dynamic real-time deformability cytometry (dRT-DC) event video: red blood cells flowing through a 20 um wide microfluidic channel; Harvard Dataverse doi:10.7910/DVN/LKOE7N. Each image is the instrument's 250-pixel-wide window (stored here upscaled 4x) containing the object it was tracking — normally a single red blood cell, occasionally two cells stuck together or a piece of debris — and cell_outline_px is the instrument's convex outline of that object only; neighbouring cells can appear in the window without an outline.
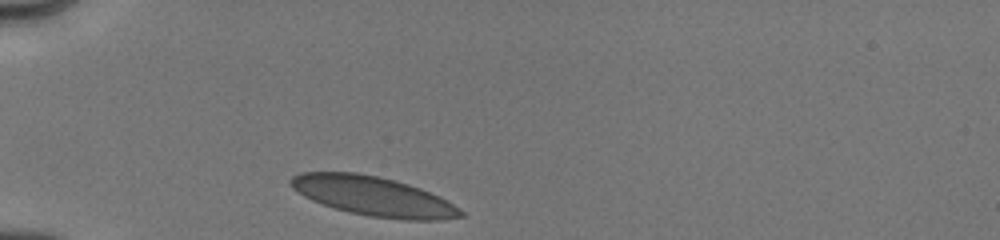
{"species": "human", "species_latin": "Homo sapiens", "temperature_condition": "cold", "stored_images_in_passage": 7, "camera_frame_rate_fps": 3000, "um_per_image_px": 0.085, "donor": {"sex": "male"}, "frame": {"image": 1, "passage_image": 1, "time_ms": 0.0, "image_size_px": [1000, 240], "cell_outline_px": [[464, 216], [440, 220], [404, 220], [368, 216], [348, 212], [312, 200], [304, 196], [292, 188], [288, 184], [288, 180], [292, 176], [300, 172], [356, 172], [396, 180], [420, 188], [440, 196], [460, 208], [464, 212]], "centroid_in_image_um": [31.73, 16.67], "position_along_channel_um": 53.3, "area_um2": 39.13}}
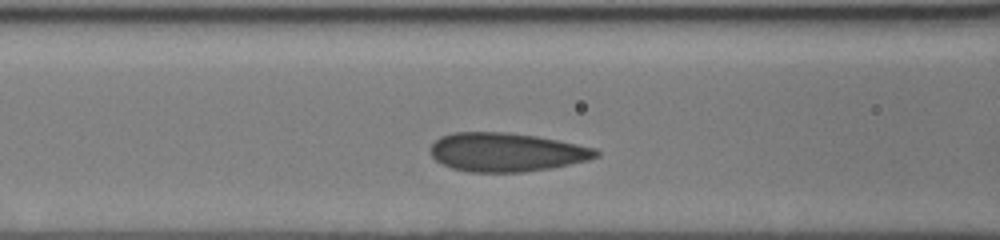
{"frame": {"image": 2, "passage_image": 5, "time_ms": 2.333, "image_size_px": [1000, 240], "cell_outline_px": [[600, 156], [588, 160], [552, 168], [524, 172], [468, 172], [452, 168], [436, 160], [428, 152], [428, 148], [440, 136], [452, 132], [508, 132], [536, 136], [596, 148], [600, 152]], "centroid_in_image_um": [43.03, 12.93], "position_along_channel_um": 123.6, "area_um2": 37.63}}
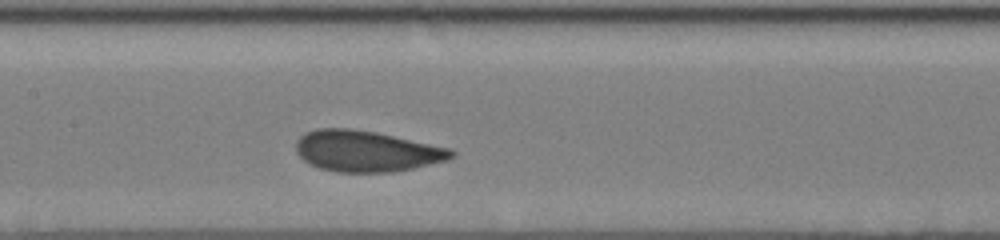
{"frame": {"image": 3, "passage_image": 7, "time_ms": 3.667, "image_size_px": [1000, 240], "cell_outline_px": [[456, 156], [448, 160], [412, 168], [392, 172], [336, 172], [320, 168], [304, 160], [296, 152], [296, 140], [304, 132], [316, 128], [352, 128], [376, 132], [452, 148], [456, 152]], "centroid_in_image_um": [31.16, 12.83], "position_along_channel_um": 176.2, "area_um2": 37.4}}